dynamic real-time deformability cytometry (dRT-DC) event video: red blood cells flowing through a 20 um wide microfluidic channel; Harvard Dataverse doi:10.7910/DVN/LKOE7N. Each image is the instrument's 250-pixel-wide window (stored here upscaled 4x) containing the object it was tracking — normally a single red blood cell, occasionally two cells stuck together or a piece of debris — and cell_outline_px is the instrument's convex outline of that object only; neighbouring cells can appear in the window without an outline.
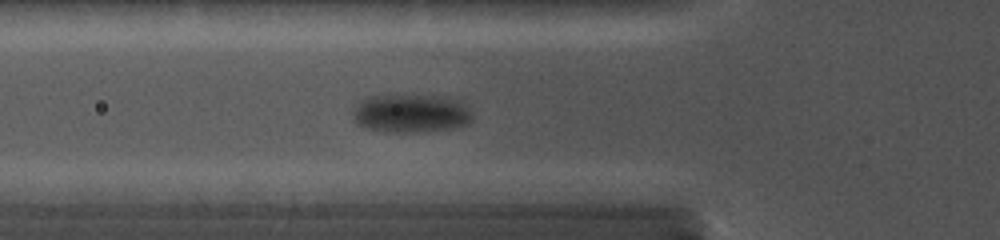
{"species": "common noctule bat (a hibernating species)", "species_latin": "Nyctalus noctula", "temperature_condition": "cold", "stored_images_in_passage": 5, "camera_frame_rate_fps": 5000, "um_per_image_px": 0.085, "animal": {"sex": "female", "body_mass_g": 19.0, "forearm_length_mm": 56.7}, "frame": {"image": 1, "passage_image": 5, "time_ms": 2.4, "image_size_px": [1000, 240], "cell_outline_px": [[472, 120], [468, 124], [452, 128], [420, 132], [392, 132], [364, 128], [356, 120], [356, 108], [368, 96], [412, 96], [444, 100], [456, 104], [464, 108]], "centroid_in_image_um": [34.84, 9.71], "position_along_channel_um": 91.0, "area_um2": 24.74}}